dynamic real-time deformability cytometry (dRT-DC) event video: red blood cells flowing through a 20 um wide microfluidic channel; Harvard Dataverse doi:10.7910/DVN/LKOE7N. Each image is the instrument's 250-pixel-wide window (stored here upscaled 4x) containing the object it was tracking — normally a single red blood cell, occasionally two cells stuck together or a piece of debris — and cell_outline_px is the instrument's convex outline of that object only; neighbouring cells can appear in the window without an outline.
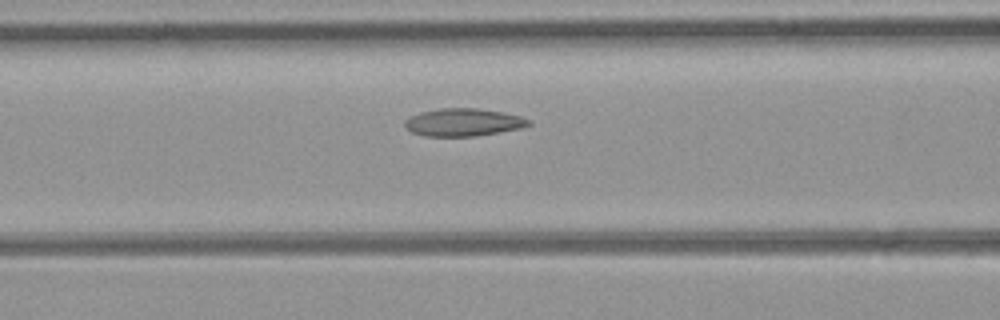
{"species": "common noctule bat (a hibernating species)", "species_latin": "Nyctalus noctula", "temperature_condition": "room temperature", "stored_images_in_passage": 29, "camera_frame_rate_fps": 3000, "um_per_image_px": 0.085, "animal": {"sex": "female", "body_mass_g": 21.9}, "frame": {"image": 1, "passage_image": 10, "time_ms": 3.0, "image_size_px": [1000, 320], "cell_outline_px": [[532, 124], [524, 128], [476, 136], [424, 136], [412, 132], [404, 124], [404, 120], [408, 116], [420, 112], [440, 108], [476, 108], [500, 112], [520, 116], [532, 120]], "centroid_in_image_um": [39.39, 10.4], "position_along_channel_um": 127.2, "area_um2": 20.11}}
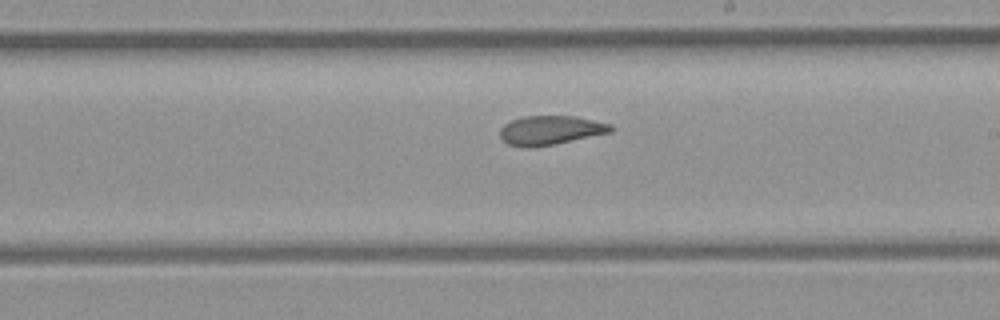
{"frame": {"image": 2, "passage_image": 18, "time_ms": 5.667, "image_size_px": [1000, 320], "cell_outline_px": [[612, 132], [556, 144], [532, 148], [520, 148], [508, 144], [500, 140], [500, 128], [504, 124], [512, 120], [524, 116], [576, 116], [612, 124]], "centroid_in_image_um": [46.75, 11.09], "position_along_channel_um": 242.2, "area_um2": 19.13}}
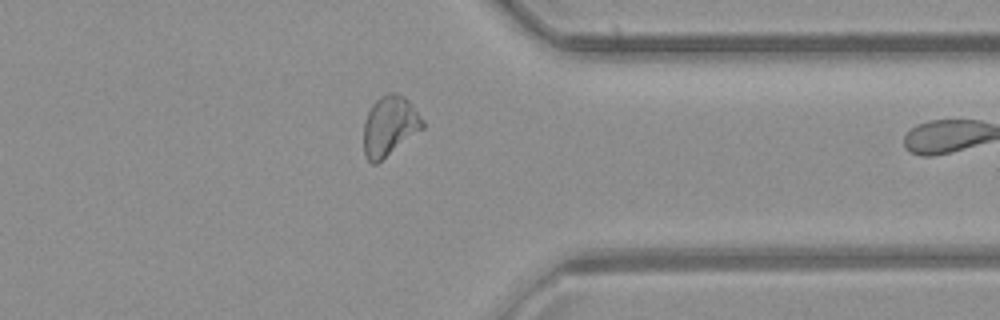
{"frame": {"image": 3, "passage_image": 28, "time_ms": 9.0, "image_size_px": [1000, 320], "cell_outline_px": [[424, 128], [376, 164], [372, 164], [364, 156], [364, 124], [368, 112], [372, 104], [380, 96], [388, 92], [396, 92], [404, 96], [412, 104], [424, 120]], "centroid_in_image_um": [33.12, 10.69], "position_along_channel_um": 378.3, "area_um2": 20.63}}